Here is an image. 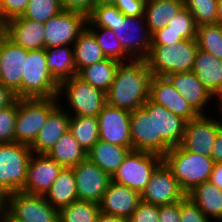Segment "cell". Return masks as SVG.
<instances>
[{
    "mask_svg": "<svg viewBox=\"0 0 222 222\" xmlns=\"http://www.w3.org/2000/svg\"><path fill=\"white\" fill-rule=\"evenodd\" d=\"M1 222H9L5 217Z\"/></svg>",
    "mask_w": 222,
    "mask_h": 222,
    "instance_id": "cell-60",
    "label": "cell"
},
{
    "mask_svg": "<svg viewBox=\"0 0 222 222\" xmlns=\"http://www.w3.org/2000/svg\"><path fill=\"white\" fill-rule=\"evenodd\" d=\"M78 200L99 203L112 177L88 158L73 167Z\"/></svg>",
    "mask_w": 222,
    "mask_h": 222,
    "instance_id": "cell-15",
    "label": "cell"
},
{
    "mask_svg": "<svg viewBox=\"0 0 222 222\" xmlns=\"http://www.w3.org/2000/svg\"><path fill=\"white\" fill-rule=\"evenodd\" d=\"M63 10L80 12L88 16L96 5L95 0H60Z\"/></svg>",
    "mask_w": 222,
    "mask_h": 222,
    "instance_id": "cell-48",
    "label": "cell"
},
{
    "mask_svg": "<svg viewBox=\"0 0 222 222\" xmlns=\"http://www.w3.org/2000/svg\"><path fill=\"white\" fill-rule=\"evenodd\" d=\"M17 101L10 107L0 110V144L15 142Z\"/></svg>",
    "mask_w": 222,
    "mask_h": 222,
    "instance_id": "cell-42",
    "label": "cell"
},
{
    "mask_svg": "<svg viewBox=\"0 0 222 222\" xmlns=\"http://www.w3.org/2000/svg\"><path fill=\"white\" fill-rule=\"evenodd\" d=\"M159 206L140 201L128 222H158Z\"/></svg>",
    "mask_w": 222,
    "mask_h": 222,
    "instance_id": "cell-45",
    "label": "cell"
},
{
    "mask_svg": "<svg viewBox=\"0 0 222 222\" xmlns=\"http://www.w3.org/2000/svg\"><path fill=\"white\" fill-rule=\"evenodd\" d=\"M162 162L160 155L131 150L113 174L112 181L127 186L141 195L152 173Z\"/></svg>",
    "mask_w": 222,
    "mask_h": 222,
    "instance_id": "cell-9",
    "label": "cell"
},
{
    "mask_svg": "<svg viewBox=\"0 0 222 222\" xmlns=\"http://www.w3.org/2000/svg\"><path fill=\"white\" fill-rule=\"evenodd\" d=\"M28 51L4 33L0 36V83L21 98V81Z\"/></svg>",
    "mask_w": 222,
    "mask_h": 222,
    "instance_id": "cell-13",
    "label": "cell"
},
{
    "mask_svg": "<svg viewBox=\"0 0 222 222\" xmlns=\"http://www.w3.org/2000/svg\"><path fill=\"white\" fill-rule=\"evenodd\" d=\"M211 158L215 163H222V127L218 130L213 143Z\"/></svg>",
    "mask_w": 222,
    "mask_h": 222,
    "instance_id": "cell-51",
    "label": "cell"
},
{
    "mask_svg": "<svg viewBox=\"0 0 222 222\" xmlns=\"http://www.w3.org/2000/svg\"><path fill=\"white\" fill-rule=\"evenodd\" d=\"M131 150L133 149L98 140L87 152V158L112 177Z\"/></svg>",
    "mask_w": 222,
    "mask_h": 222,
    "instance_id": "cell-26",
    "label": "cell"
},
{
    "mask_svg": "<svg viewBox=\"0 0 222 222\" xmlns=\"http://www.w3.org/2000/svg\"><path fill=\"white\" fill-rule=\"evenodd\" d=\"M32 153L17 142L0 144V191L6 196L24 189Z\"/></svg>",
    "mask_w": 222,
    "mask_h": 222,
    "instance_id": "cell-7",
    "label": "cell"
},
{
    "mask_svg": "<svg viewBox=\"0 0 222 222\" xmlns=\"http://www.w3.org/2000/svg\"><path fill=\"white\" fill-rule=\"evenodd\" d=\"M149 98L187 122L199 116L165 77L153 76Z\"/></svg>",
    "mask_w": 222,
    "mask_h": 222,
    "instance_id": "cell-22",
    "label": "cell"
},
{
    "mask_svg": "<svg viewBox=\"0 0 222 222\" xmlns=\"http://www.w3.org/2000/svg\"><path fill=\"white\" fill-rule=\"evenodd\" d=\"M46 200L56 209L70 205L78 200L73 168H63L45 194Z\"/></svg>",
    "mask_w": 222,
    "mask_h": 222,
    "instance_id": "cell-30",
    "label": "cell"
},
{
    "mask_svg": "<svg viewBox=\"0 0 222 222\" xmlns=\"http://www.w3.org/2000/svg\"><path fill=\"white\" fill-rule=\"evenodd\" d=\"M162 159L186 195L199 184L210 180L215 164L211 157L187 151L180 145L172 147Z\"/></svg>",
    "mask_w": 222,
    "mask_h": 222,
    "instance_id": "cell-2",
    "label": "cell"
},
{
    "mask_svg": "<svg viewBox=\"0 0 222 222\" xmlns=\"http://www.w3.org/2000/svg\"><path fill=\"white\" fill-rule=\"evenodd\" d=\"M3 33V25L0 24V36Z\"/></svg>",
    "mask_w": 222,
    "mask_h": 222,
    "instance_id": "cell-59",
    "label": "cell"
},
{
    "mask_svg": "<svg viewBox=\"0 0 222 222\" xmlns=\"http://www.w3.org/2000/svg\"><path fill=\"white\" fill-rule=\"evenodd\" d=\"M140 201L141 195L138 192L111 181L98 204L101 213L128 220Z\"/></svg>",
    "mask_w": 222,
    "mask_h": 222,
    "instance_id": "cell-21",
    "label": "cell"
},
{
    "mask_svg": "<svg viewBox=\"0 0 222 222\" xmlns=\"http://www.w3.org/2000/svg\"><path fill=\"white\" fill-rule=\"evenodd\" d=\"M153 72L146 59L119 62L111 87L106 92L109 106L133 112L149 99Z\"/></svg>",
    "mask_w": 222,
    "mask_h": 222,
    "instance_id": "cell-1",
    "label": "cell"
},
{
    "mask_svg": "<svg viewBox=\"0 0 222 222\" xmlns=\"http://www.w3.org/2000/svg\"><path fill=\"white\" fill-rule=\"evenodd\" d=\"M119 62L104 59L83 68L77 75L93 87L107 92L111 87Z\"/></svg>",
    "mask_w": 222,
    "mask_h": 222,
    "instance_id": "cell-33",
    "label": "cell"
},
{
    "mask_svg": "<svg viewBox=\"0 0 222 222\" xmlns=\"http://www.w3.org/2000/svg\"><path fill=\"white\" fill-rule=\"evenodd\" d=\"M117 17L124 15L114 5L96 4L87 16L86 27H105L113 30Z\"/></svg>",
    "mask_w": 222,
    "mask_h": 222,
    "instance_id": "cell-40",
    "label": "cell"
},
{
    "mask_svg": "<svg viewBox=\"0 0 222 222\" xmlns=\"http://www.w3.org/2000/svg\"><path fill=\"white\" fill-rule=\"evenodd\" d=\"M213 221H222V190L210 180L196 186L186 195Z\"/></svg>",
    "mask_w": 222,
    "mask_h": 222,
    "instance_id": "cell-27",
    "label": "cell"
},
{
    "mask_svg": "<svg viewBox=\"0 0 222 222\" xmlns=\"http://www.w3.org/2000/svg\"><path fill=\"white\" fill-rule=\"evenodd\" d=\"M71 115L60 104L48 115L46 123L30 146L34 154H47L60 137L69 130Z\"/></svg>",
    "mask_w": 222,
    "mask_h": 222,
    "instance_id": "cell-24",
    "label": "cell"
},
{
    "mask_svg": "<svg viewBox=\"0 0 222 222\" xmlns=\"http://www.w3.org/2000/svg\"><path fill=\"white\" fill-rule=\"evenodd\" d=\"M222 20V0L217 2V23Z\"/></svg>",
    "mask_w": 222,
    "mask_h": 222,
    "instance_id": "cell-55",
    "label": "cell"
},
{
    "mask_svg": "<svg viewBox=\"0 0 222 222\" xmlns=\"http://www.w3.org/2000/svg\"><path fill=\"white\" fill-rule=\"evenodd\" d=\"M45 49L48 70L59 84L77 75L73 46L62 45Z\"/></svg>",
    "mask_w": 222,
    "mask_h": 222,
    "instance_id": "cell-29",
    "label": "cell"
},
{
    "mask_svg": "<svg viewBox=\"0 0 222 222\" xmlns=\"http://www.w3.org/2000/svg\"><path fill=\"white\" fill-rule=\"evenodd\" d=\"M64 96L66 97L64 98ZM57 97L60 105L65 107L64 109L68 110L67 112L71 116L97 117L107 104L106 93L85 82L78 75L66 79L59 84ZM64 100L67 102L66 104L62 103L65 102Z\"/></svg>",
    "mask_w": 222,
    "mask_h": 222,
    "instance_id": "cell-3",
    "label": "cell"
},
{
    "mask_svg": "<svg viewBox=\"0 0 222 222\" xmlns=\"http://www.w3.org/2000/svg\"><path fill=\"white\" fill-rule=\"evenodd\" d=\"M217 24H218V26L220 27L221 32H222V20H221V21H219Z\"/></svg>",
    "mask_w": 222,
    "mask_h": 222,
    "instance_id": "cell-58",
    "label": "cell"
},
{
    "mask_svg": "<svg viewBox=\"0 0 222 222\" xmlns=\"http://www.w3.org/2000/svg\"><path fill=\"white\" fill-rule=\"evenodd\" d=\"M3 33L26 50L44 48L45 26L43 22L19 16L3 24Z\"/></svg>",
    "mask_w": 222,
    "mask_h": 222,
    "instance_id": "cell-23",
    "label": "cell"
},
{
    "mask_svg": "<svg viewBox=\"0 0 222 222\" xmlns=\"http://www.w3.org/2000/svg\"><path fill=\"white\" fill-rule=\"evenodd\" d=\"M197 27L217 23L218 0H183Z\"/></svg>",
    "mask_w": 222,
    "mask_h": 222,
    "instance_id": "cell-38",
    "label": "cell"
},
{
    "mask_svg": "<svg viewBox=\"0 0 222 222\" xmlns=\"http://www.w3.org/2000/svg\"><path fill=\"white\" fill-rule=\"evenodd\" d=\"M184 40L178 33L169 30L168 26L157 30L152 34L151 45H173Z\"/></svg>",
    "mask_w": 222,
    "mask_h": 222,
    "instance_id": "cell-47",
    "label": "cell"
},
{
    "mask_svg": "<svg viewBox=\"0 0 222 222\" xmlns=\"http://www.w3.org/2000/svg\"><path fill=\"white\" fill-rule=\"evenodd\" d=\"M218 111L221 113L222 116V98L219 100V108Z\"/></svg>",
    "mask_w": 222,
    "mask_h": 222,
    "instance_id": "cell-57",
    "label": "cell"
},
{
    "mask_svg": "<svg viewBox=\"0 0 222 222\" xmlns=\"http://www.w3.org/2000/svg\"><path fill=\"white\" fill-rule=\"evenodd\" d=\"M180 222H215L208 218L187 196L180 201Z\"/></svg>",
    "mask_w": 222,
    "mask_h": 222,
    "instance_id": "cell-44",
    "label": "cell"
},
{
    "mask_svg": "<svg viewBox=\"0 0 222 222\" xmlns=\"http://www.w3.org/2000/svg\"><path fill=\"white\" fill-rule=\"evenodd\" d=\"M158 222H180V201L171 205L159 206Z\"/></svg>",
    "mask_w": 222,
    "mask_h": 222,
    "instance_id": "cell-49",
    "label": "cell"
},
{
    "mask_svg": "<svg viewBox=\"0 0 222 222\" xmlns=\"http://www.w3.org/2000/svg\"><path fill=\"white\" fill-rule=\"evenodd\" d=\"M210 181L222 190V163H215Z\"/></svg>",
    "mask_w": 222,
    "mask_h": 222,
    "instance_id": "cell-52",
    "label": "cell"
},
{
    "mask_svg": "<svg viewBox=\"0 0 222 222\" xmlns=\"http://www.w3.org/2000/svg\"><path fill=\"white\" fill-rule=\"evenodd\" d=\"M63 10L60 0H29L21 17L45 23Z\"/></svg>",
    "mask_w": 222,
    "mask_h": 222,
    "instance_id": "cell-39",
    "label": "cell"
},
{
    "mask_svg": "<svg viewBox=\"0 0 222 222\" xmlns=\"http://www.w3.org/2000/svg\"><path fill=\"white\" fill-rule=\"evenodd\" d=\"M116 39L133 59H146L151 49V37L144 16L117 17L113 26Z\"/></svg>",
    "mask_w": 222,
    "mask_h": 222,
    "instance_id": "cell-10",
    "label": "cell"
},
{
    "mask_svg": "<svg viewBox=\"0 0 222 222\" xmlns=\"http://www.w3.org/2000/svg\"><path fill=\"white\" fill-rule=\"evenodd\" d=\"M62 169L63 167L57 161L49 158L46 154L32 153L22 192L45 196Z\"/></svg>",
    "mask_w": 222,
    "mask_h": 222,
    "instance_id": "cell-20",
    "label": "cell"
},
{
    "mask_svg": "<svg viewBox=\"0 0 222 222\" xmlns=\"http://www.w3.org/2000/svg\"><path fill=\"white\" fill-rule=\"evenodd\" d=\"M96 222H128V220L122 217L106 215L100 212Z\"/></svg>",
    "mask_w": 222,
    "mask_h": 222,
    "instance_id": "cell-53",
    "label": "cell"
},
{
    "mask_svg": "<svg viewBox=\"0 0 222 222\" xmlns=\"http://www.w3.org/2000/svg\"><path fill=\"white\" fill-rule=\"evenodd\" d=\"M69 130L86 152L99 140V123L97 117L71 116Z\"/></svg>",
    "mask_w": 222,
    "mask_h": 222,
    "instance_id": "cell-34",
    "label": "cell"
},
{
    "mask_svg": "<svg viewBox=\"0 0 222 222\" xmlns=\"http://www.w3.org/2000/svg\"><path fill=\"white\" fill-rule=\"evenodd\" d=\"M196 39H184L173 45H151L146 62L154 76L192 71L198 50Z\"/></svg>",
    "mask_w": 222,
    "mask_h": 222,
    "instance_id": "cell-4",
    "label": "cell"
},
{
    "mask_svg": "<svg viewBox=\"0 0 222 222\" xmlns=\"http://www.w3.org/2000/svg\"><path fill=\"white\" fill-rule=\"evenodd\" d=\"M146 0H117L113 5L126 17L144 16Z\"/></svg>",
    "mask_w": 222,
    "mask_h": 222,
    "instance_id": "cell-46",
    "label": "cell"
},
{
    "mask_svg": "<svg viewBox=\"0 0 222 222\" xmlns=\"http://www.w3.org/2000/svg\"><path fill=\"white\" fill-rule=\"evenodd\" d=\"M46 49L28 51L21 81V98L57 97L59 83L48 70Z\"/></svg>",
    "mask_w": 222,
    "mask_h": 222,
    "instance_id": "cell-6",
    "label": "cell"
},
{
    "mask_svg": "<svg viewBox=\"0 0 222 222\" xmlns=\"http://www.w3.org/2000/svg\"><path fill=\"white\" fill-rule=\"evenodd\" d=\"M214 114L213 112V116L211 114L199 115L186 123L183 140L180 144L183 149L211 157L215 137L222 127L221 113L218 111L217 117Z\"/></svg>",
    "mask_w": 222,
    "mask_h": 222,
    "instance_id": "cell-12",
    "label": "cell"
},
{
    "mask_svg": "<svg viewBox=\"0 0 222 222\" xmlns=\"http://www.w3.org/2000/svg\"><path fill=\"white\" fill-rule=\"evenodd\" d=\"M6 195L0 191V222L5 217Z\"/></svg>",
    "mask_w": 222,
    "mask_h": 222,
    "instance_id": "cell-54",
    "label": "cell"
},
{
    "mask_svg": "<svg viewBox=\"0 0 222 222\" xmlns=\"http://www.w3.org/2000/svg\"><path fill=\"white\" fill-rule=\"evenodd\" d=\"M46 155L57 161L63 168H73L87 158V152L70 130L60 137Z\"/></svg>",
    "mask_w": 222,
    "mask_h": 222,
    "instance_id": "cell-31",
    "label": "cell"
},
{
    "mask_svg": "<svg viewBox=\"0 0 222 222\" xmlns=\"http://www.w3.org/2000/svg\"><path fill=\"white\" fill-rule=\"evenodd\" d=\"M165 78L199 115H206L208 112L212 114L213 111H218L219 101L201 84L192 71L172 73ZM215 103L216 107L213 111L207 110L209 105Z\"/></svg>",
    "mask_w": 222,
    "mask_h": 222,
    "instance_id": "cell-16",
    "label": "cell"
},
{
    "mask_svg": "<svg viewBox=\"0 0 222 222\" xmlns=\"http://www.w3.org/2000/svg\"><path fill=\"white\" fill-rule=\"evenodd\" d=\"M77 74L85 67L106 59L95 37L85 29L73 44Z\"/></svg>",
    "mask_w": 222,
    "mask_h": 222,
    "instance_id": "cell-32",
    "label": "cell"
},
{
    "mask_svg": "<svg viewBox=\"0 0 222 222\" xmlns=\"http://www.w3.org/2000/svg\"><path fill=\"white\" fill-rule=\"evenodd\" d=\"M192 72L218 101L222 98V59L198 49Z\"/></svg>",
    "mask_w": 222,
    "mask_h": 222,
    "instance_id": "cell-25",
    "label": "cell"
},
{
    "mask_svg": "<svg viewBox=\"0 0 222 222\" xmlns=\"http://www.w3.org/2000/svg\"><path fill=\"white\" fill-rule=\"evenodd\" d=\"M186 194L179 186L172 171L162 162L152 173L141 200L156 206H165L182 201Z\"/></svg>",
    "mask_w": 222,
    "mask_h": 222,
    "instance_id": "cell-14",
    "label": "cell"
},
{
    "mask_svg": "<svg viewBox=\"0 0 222 222\" xmlns=\"http://www.w3.org/2000/svg\"><path fill=\"white\" fill-rule=\"evenodd\" d=\"M87 16L80 12L62 10L44 23V48L73 46L86 29Z\"/></svg>",
    "mask_w": 222,
    "mask_h": 222,
    "instance_id": "cell-11",
    "label": "cell"
},
{
    "mask_svg": "<svg viewBox=\"0 0 222 222\" xmlns=\"http://www.w3.org/2000/svg\"><path fill=\"white\" fill-rule=\"evenodd\" d=\"M96 4H109L113 5L117 0H95Z\"/></svg>",
    "mask_w": 222,
    "mask_h": 222,
    "instance_id": "cell-56",
    "label": "cell"
},
{
    "mask_svg": "<svg viewBox=\"0 0 222 222\" xmlns=\"http://www.w3.org/2000/svg\"><path fill=\"white\" fill-rule=\"evenodd\" d=\"M97 118L99 140L132 148L130 133L131 112L106 104Z\"/></svg>",
    "mask_w": 222,
    "mask_h": 222,
    "instance_id": "cell-17",
    "label": "cell"
},
{
    "mask_svg": "<svg viewBox=\"0 0 222 222\" xmlns=\"http://www.w3.org/2000/svg\"><path fill=\"white\" fill-rule=\"evenodd\" d=\"M187 121L155 103L156 154L163 157L182 143Z\"/></svg>",
    "mask_w": 222,
    "mask_h": 222,
    "instance_id": "cell-19",
    "label": "cell"
},
{
    "mask_svg": "<svg viewBox=\"0 0 222 222\" xmlns=\"http://www.w3.org/2000/svg\"><path fill=\"white\" fill-rule=\"evenodd\" d=\"M132 149L156 154L155 102L150 98L131 112Z\"/></svg>",
    "mask_w": 222,
    "mask_h": 222,
    "instance_id": "cell-18",
    "label": "cell"
},
{
    "mask_svg": "<svg viewBox=\"0 0 222 222\" xmlns=\"http://www.w3.org/2000/svg\"><path fill=\"white\" fill-rule=\"evenodd\" d=\"M184 7L183 0H146L144 18L152 35L167 26L168 22Z\"/></svg>",
    "mask_w": 222,
    "mask_h": 222,
    "instance_id": "cell-28",
    "label": "cell"
},
{
    "mask_svg": "<svg viewBox=\"0 0 222 222\" xmlns=\"http://www.w3.org/2000/svg\"><path fill=\"white\" fill-rule=\"evenodd\" d=\"M95 37L97 44L103 51L106 59L124 62L133 59L116 39L113 30L105 27H86Z\"/></svg>",
    "mask_w": 222,
    "mask_h": 222,
    "instance_id": "cell-35",
    "label": "cell"
},
{
    "mask_svg": "<svg viewBox=\"0 0 222 222\" xmlns=\"http://www.w3.org/2000/svg\"><path fill=\"white\" fill-rule=\"evenodd\" d=\"M195 39L199 49L222 59V32L217 23L197 27Z\"/></svg>",
    "mask_w": 222,
    "mask_h": 222,
    "instance_id": "cell-37",
    "label": "cell"
},
{
    "mask_svg": "<svg viewBox=\"0 0 222 222\" xmlns=\"http://www.w3.org/2000/svg\"><path fill=\"white\" fill-rule=\"evenodd\" d=\"M16 94L0 83V110L10 107L17 101Z\"/></svg>",
    "mask_w": 222,
    "mask_h": 222,
    "instance_id": "cell-50",
    "label": "cell"
},
{
    "mask_svg": "<svg viewBox=\"0 0 222 222\" xmlns=\"http://www.w3.org/2000/svg\"><path fill=\"white\" fill-rule=\"evenodd\" d=\"M59 104L58 97L17 99L15 142L31 146L46 123L48 115Z\"/></svg>",
    "mask_w": 222,
    "mask_h": 222,
    "instance_id": "cell-5",
    "label": "cell"
},
{
    "mask_svg": "<svg viewBox=\"0 0 222 222\" xmlns=\"http://www.w3.org/2000/svg\"><path fill=\"white\" fill-rule=\"evenodd\" d=\"M28 3L29 0H0V24L22 16Z\"/></svg>",
    "mask_w": 222,
    "mask_h": 222,
    "instance_id": "cell-43",
    "label": "cell"
},
{
    "mask_svg": "<svg viewBox=\"0 0 222 222\" xmlns=\"http://www.w3.org/2000/svg\"><path fill=\"white\" fill-rule=\"evenodd\" d=\"M5 218L9 222H59V210L43 195L17 191L6 196Z\"/></svg>",
    "mask_w": 222,
    "mask_h": 222,
    "instance_id": "cell-8",
    "label": "cell"
},
{
    "mask_svg": "<svg viewBox=\"0 0 222 222\" xmlns=\"http://www.w3.org/2000/svg\"><path fill=\"white\" fill-rule=\"evenodd\" d=\"M168 29L178 33L183 39H195L197 25L192 14L185 7L167 24Z\"/></svg>",
    "mask_w": 222,
    "mask_h": 222,
    "instance_id": "cell-41",
    "label": "cell"
},
{
    "mask_svg": "<svg viewBox=\"0 0 222 222\" xmlns=\"http://www.w3.org/2000/svg\"><path fill=\"white\" fill-rule=\"evenodd\" d=\"M99 213L98 203L76 200L59 210V222H96Z\"/></svg>",
    "mask_w": 222,
    "mask_h": 222,
    "instance_id": "cell-36",
    "label": "cell"
}]
</instances>
